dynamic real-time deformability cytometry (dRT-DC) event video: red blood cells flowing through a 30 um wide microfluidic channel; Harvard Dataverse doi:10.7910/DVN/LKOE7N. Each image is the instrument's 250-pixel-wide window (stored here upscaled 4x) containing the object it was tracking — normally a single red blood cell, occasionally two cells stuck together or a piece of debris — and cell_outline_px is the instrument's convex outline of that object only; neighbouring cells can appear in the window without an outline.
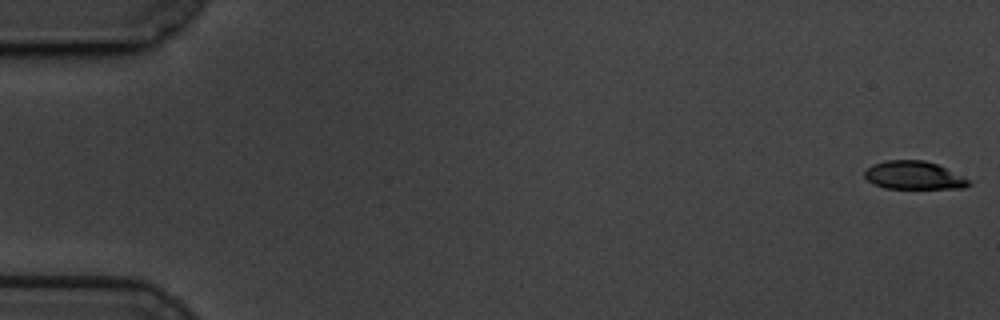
{"species": "common noctule bat (a hibernating species)", "species_latin": "Nyctalus noctula", "temperature_condition": "cold", "stored_images_in_passage": 60, "camera_frame_rate_fps": 3000, "um_per_image_px": 0.085, "animal": {"sex": "male", "body_mass_g": 19.5, "forearm_length_mm": 54.6}, "frame": {"image": 1, "passage_image": 1, "time_ms": 0.0, "image_size_px": [1000, 320], "cell_outline_px": [[972, 184], [964, 188], [884, 188], [872, 184], [864, 176], [864, 172], [872, 164], [888, 160], [924, 160], [936, 164], [964, 176], [972, 180]], "centroid_in_image_um": [77.7, 14.91], "position_along_channel_um": 7.3, "area_um2": 17.17}}
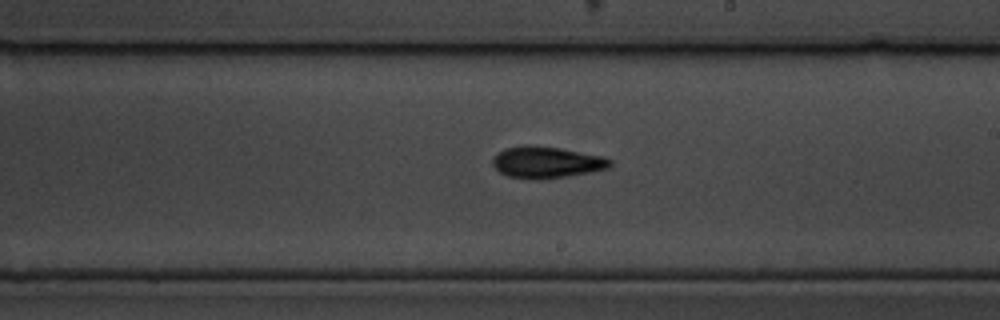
{"frame": {"image": 2, "passage_image": 35, "time_ms": 11.333, "image_size_px": [1000, 320], "cell_outline_px": [[612, 164], [608, 168], [568, 176], [540, 180], [536, 180], [508, 176], [500, 172], [492, 164], [492, 160], [504, 148], [524, 144], [560, 148], [604, 156], [612, 160]], "centroid_in_image_um": [46.46, 13.79], "position_along_channel_um": 242.5, "area_um2": 21.62}}
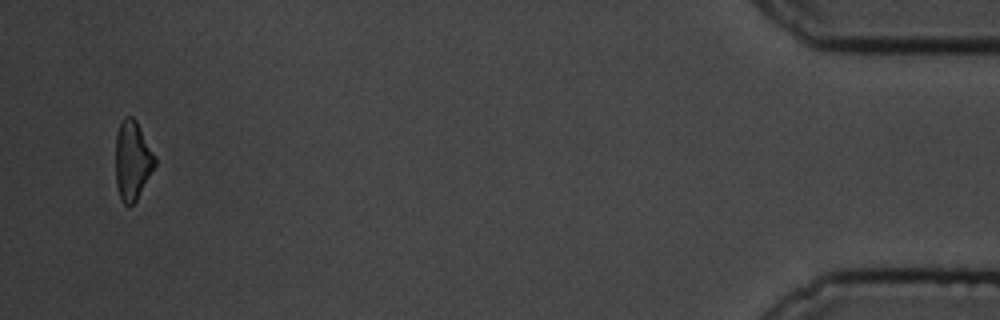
{"frame": {"image": 3, "passage_image": 58, "time_ms": 19.0, "image_size_px": [1000, 320], "cell_outline_px": [[156, 164], [136, 200], [132, 204], [124, 204], [120, 200], [116, 184], [116, 132], [120, 120], [124, 116], [132, 116], [136, 120], [156, 156]], "centroid_in_image_um": [11.25, 13.59], "position_along_channel_um": 424.0, "area_um2": 18.21}, "authors_computed_cell_mechanics": {"area_um2": 19.6231, "velocity_mm_per_s": 3.4044, "shape_relaxation_time_tau1_ms": 3.1635, "shape_relaxation_time_tau2_ms": 6.4116, "deformation_change_tau1": 0.1118, "deformation_change_tau2": 0.1478}}